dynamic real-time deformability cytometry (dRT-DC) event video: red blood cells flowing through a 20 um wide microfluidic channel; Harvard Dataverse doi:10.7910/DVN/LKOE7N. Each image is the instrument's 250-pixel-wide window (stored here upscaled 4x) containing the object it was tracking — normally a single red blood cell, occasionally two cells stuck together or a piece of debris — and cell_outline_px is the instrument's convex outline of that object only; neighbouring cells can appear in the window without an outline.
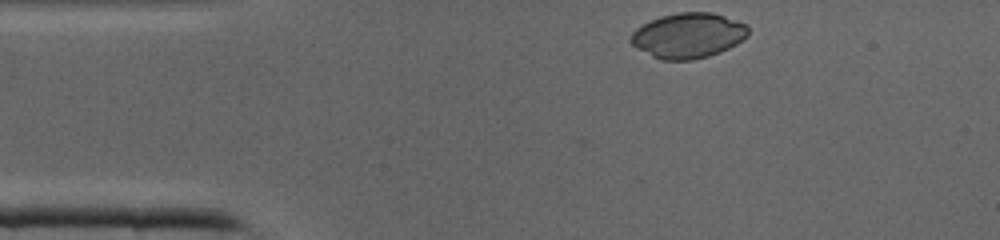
{"species": "common noctule bat (a hibernating species)", "species_latin": "Nyctalus noctula", "temperature_condition": "cold", "stored_images_in_passage": 28, "camera_frame_rate_fps": 3000, "um_per_image_px": 0.085, "animal": {"sex": "male", "body_mass_g": 19.0, "forearm_length_mm": 50.8}, "frame": {"image": 1, "passage_image": 1, "time_ms": 0.0, "image_size_px": [1000, 240], "cell_outline_px": [[748, 36], [736, 44], [720, 52], [708, 56], [692, 60], [660, 60], [652, 56], [632, 44], [628, 40], [632, 32], [636, 28], [660, 16], [680, 12], [712, 12], [724, 16], [744, 24], [748, 28]], "centroid_in_image_um": [58.48, 3.02], "position_along_channel_um": 26.5, "area_um2": 30.69}}
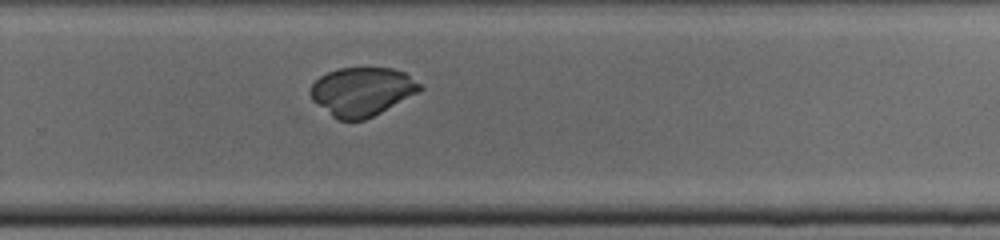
{"frame": {"image": 2, "passage_image": 21, "time_ms": 6.667, "image_size_px": [1000, 240], "cell_outline_px": [[424, 88], [420, 92], [364, 120], [336, 120], [312, 100], [308, 92], [312, 84], [320, 76], [328, 72], [340, 68], [392, 68], [404, 72], [420, 84]], "centroid_in_image_um": [30.75, 7.78], "position_along_channel_um": 299.1, "area_um2": 30.98}}
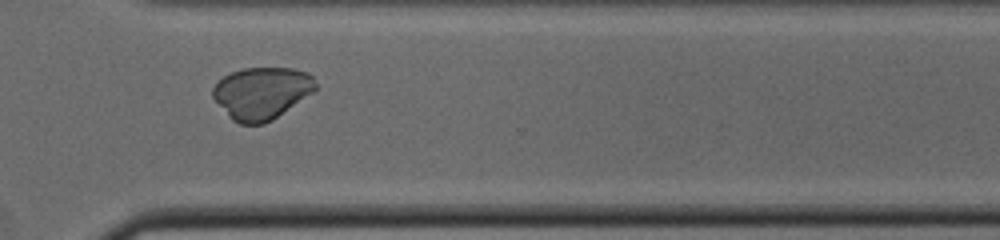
{"frame": {"image": 3, "passage_image": 24, "time_ms": 7.667, "image_size_px": [1000, 240], "cell_outline_px": [[316, 88], [312, 92], [272, 120], [264, 124], [240, 124], [232, 120], [228, 116], [212, 96], [212, 88], [224, 76], [232, 72], [244, 68], [292, 68], [308, 72], [312, 76], [316, 84]], "centroid_in_image_um": [22.22, 7.91], "position_along_channel_um": 348.4, "area_um2": 30.92}}